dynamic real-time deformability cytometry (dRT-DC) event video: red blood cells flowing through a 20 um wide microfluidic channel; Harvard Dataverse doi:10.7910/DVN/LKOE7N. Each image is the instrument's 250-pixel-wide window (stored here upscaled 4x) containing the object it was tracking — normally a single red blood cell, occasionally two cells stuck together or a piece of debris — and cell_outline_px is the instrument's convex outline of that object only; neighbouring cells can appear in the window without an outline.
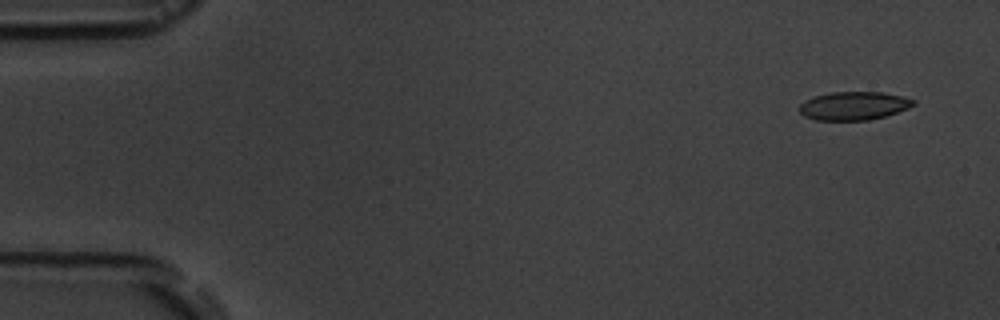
{"species": "common noctule bat (a hibernating species)", "species_latin": "Nyctalus noctula", "temperature_condition": "room temperature", "stored_images_in_passage": 6, "segment_of_instrument_passage": [2, 2], "camera_frame_rate_fps": 3000, "um_per_image_px": 0.085, "animal": {"sex": "male", "body_mass_g": 19.5, "forearm_length_mm": 54.6}, "frame": {"image": 1, "passage_image": 6, "time_ms": 5.667, "image_size_px": [1000, 320], "cell_outline_px": [[916, 104], [908, 108], [884, 116], [868, 120], [816, 120], [804, 116], [800, 112], [800, 104], [804, 100], [812, 96], [832, 92], [880, 92], [900, 96], [916, 100]], "centroid_in_image_um": [72.54, 8.99], "position_along_channel_um": 12.5, "area_um2": 18.79}}